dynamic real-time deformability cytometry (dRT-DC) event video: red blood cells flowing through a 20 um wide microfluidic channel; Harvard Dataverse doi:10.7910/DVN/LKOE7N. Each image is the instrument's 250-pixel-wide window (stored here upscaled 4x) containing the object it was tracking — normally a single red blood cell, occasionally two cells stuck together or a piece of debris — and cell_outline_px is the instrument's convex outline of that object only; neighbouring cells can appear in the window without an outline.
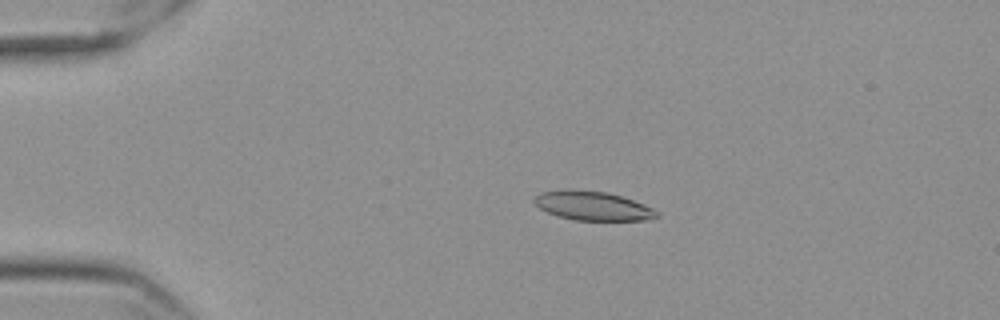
{"species": "Egyptian fruit bat (a non-hibernating species)", "species_latin": "Rousettus aegyptiacus", "temperature_condition": "cold", "stored_images_in_passage": 58, "camera_frame_rate_fps": 3000, "um_per_image_px": 0.085, "frame": {"image": 1, "passage_image": 13, "time_ms": 4.0, "image_size_px": [1000, 320], "cell_outline_px": [[660, 216], [644, 220], [576, 220], [556, 216], [540, 208], [532, 200], [540, 192], [568, 188], [572, 188], [608, 192], [644, 204], [660, 212]], "centroid_in_image_um": [50.36, 17.48], "position_along_channel_um": 34.6, "area_um2": 20.92}}
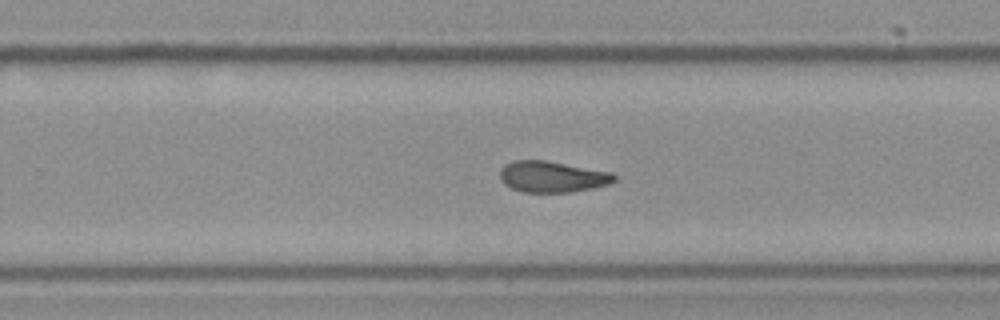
{"frame": {"image": 2, "passage_image": 38, "time_ms": 12.333, "image_size_px": [1000, 320], "cell_outline_px": [[616, 180], [608, 184], [592, 188], [568, 192], [524, 192], [512, 188], [504, 184], [500, 180], [500, 168], [504, 164], [512, 160], [544, 160], [612, 172], [616, 176]], "centroid_in_image_um": [46.9, 15.01], "position_along_channel_um": 282.9, "area_um2": 20.75}}
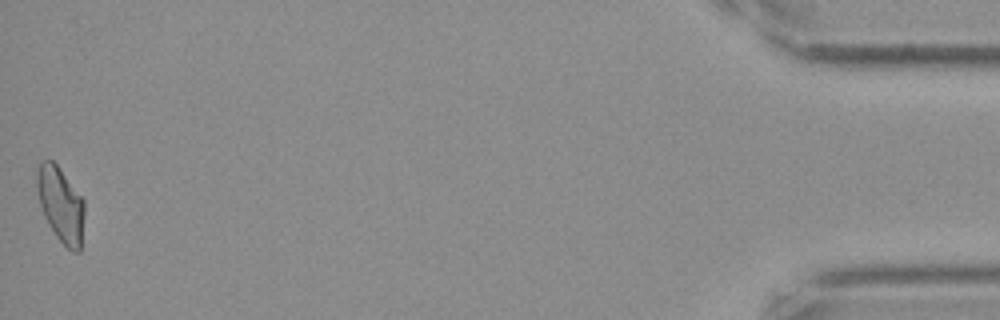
{"frame": {"image": 3, "passage_image": 58, "time_ms": 19.0, "image_size_px": [1000, 320], "cell_outline_px": [[84, 216], [80, 252], [72, 252], [56, 236], [44, 216], [40, 204], [36, 188], [36, 172], [40, 164], [44, 160], [52, 160], [56, 164], [84, 200]], "centroid_in_image_um": [5.16, 17.4], "position_along_channel_um": 430.0, "area_um2": 20.58}, "authors_computed_cell_mechanics": {"area_um2": 20.808, "velocity_mm_per_s": 3.5546, "shape_relaxation_time_tau1_ms": null, "shape_relaxation_time_tau2_ms": 3.9534, "deformation_change_tau1": null, "deformation_change_tau2": 0.0946}}